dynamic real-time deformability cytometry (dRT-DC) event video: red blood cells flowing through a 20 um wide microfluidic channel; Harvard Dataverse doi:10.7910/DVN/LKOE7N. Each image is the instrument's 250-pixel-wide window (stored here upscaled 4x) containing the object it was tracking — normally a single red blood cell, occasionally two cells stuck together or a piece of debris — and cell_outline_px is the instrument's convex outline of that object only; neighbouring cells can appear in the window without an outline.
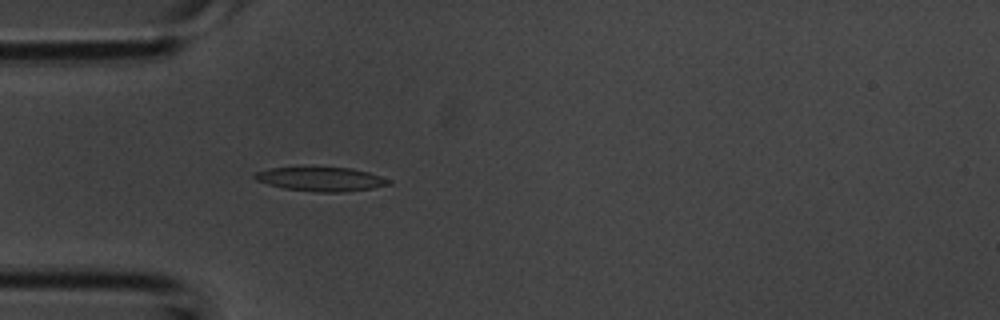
{"species": "common noctule bat (a hibernating species)", "species_latin": "Nyctalus noctula", "temperature_condition": "room temperature", "stored_images_in_passage": 32, "camera_frame_rate_fps": 3000, "um_per_image_px": 0.085, "animal": {"sex": "male", "body_mass_g": 20.1, "forearm_length_mm": 53.5}, "frame": {"image": 1, "passage_image": 2, "time_ms": 0.333, "image_size_px": [1000, 320], "cell_outline_px": [[392, 184], [372, 188], [344, 192], [316, 192], [284, 188], [268, 184], [256, 180], [252, 176], [256, 172], [268, 168], [352, 168], [368, 172], [392, 180]], "centroid_in_image_um": [27.3, 15.23], "position_along_channel_um": 57.7, "area_um2": 18.61}}
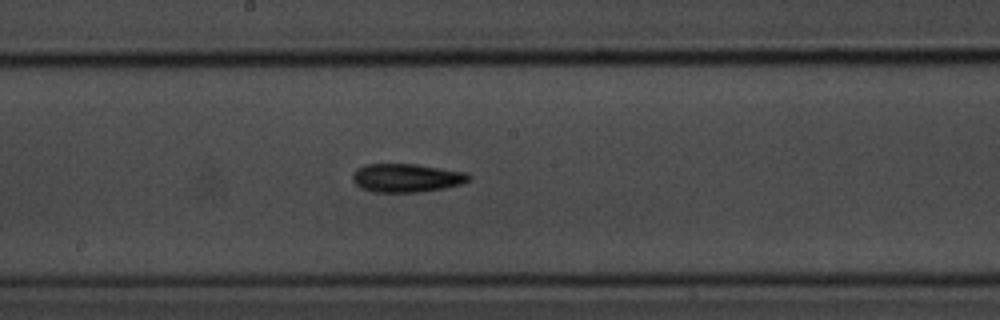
{"frame": {"image": 2, "passage_image": 12, "time_ms": 3.667, "image_size_px": [1000, 320], "cell_outline_px": [[472, 180], [460, 184], [444, 188], [420, 192], [372, 192], [360, 188], [352, 180], [352, 176], [356, 168], [364, 164], [416, 164], [464, 172], [472, 176]], "centroid_in_image_um": [34.53, 15.12], "position_along_channel_um": 213.7, "area_um2": 19.42}}
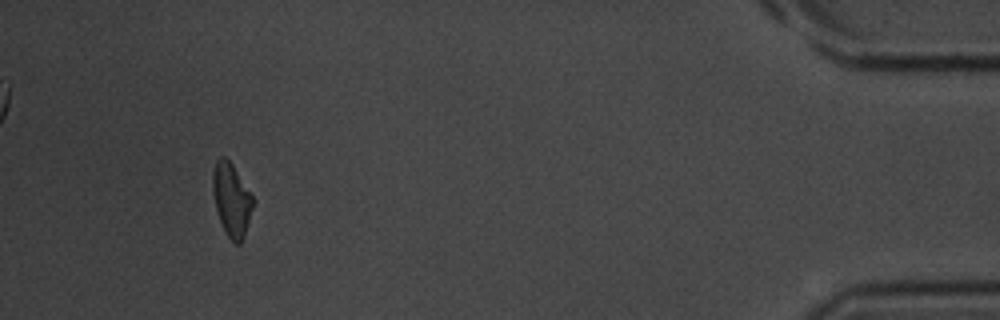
{"frame": {"image": 3, "passage_image": 29, "time_ms": 9.333, "image_size_px": [1000, 320], "cell_outline_px": [[252, 208], [244, 236], [240, 244], [232, 244], [220, 220], [216, 208], [212, 188], [212, 172], [216, 160], [220, 156], [224, 156], [232, 164], [252, 196]], "centroid_in_image_um": [19.65, 16.97], "position_along_channel_um": 415.5, "area_um2": 16.76}}